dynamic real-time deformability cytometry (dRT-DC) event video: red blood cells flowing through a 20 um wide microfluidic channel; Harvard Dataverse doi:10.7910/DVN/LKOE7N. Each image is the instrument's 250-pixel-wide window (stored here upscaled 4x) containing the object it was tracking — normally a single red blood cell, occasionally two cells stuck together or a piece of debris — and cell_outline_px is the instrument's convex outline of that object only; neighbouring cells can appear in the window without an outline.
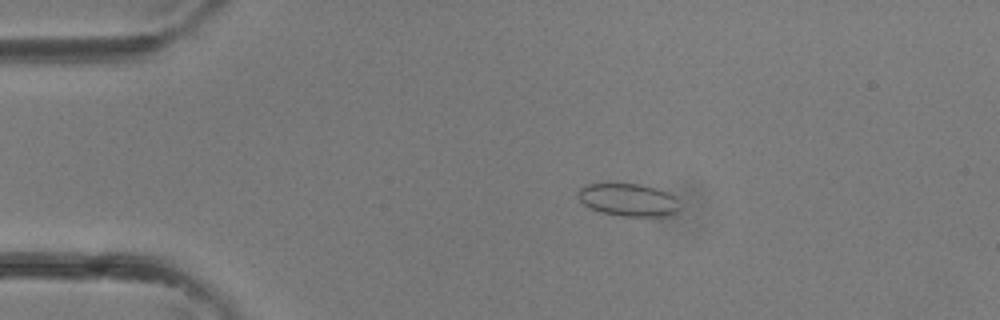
{"species": "common noctule bat (a hibernating species)", "species_latin": "Nyctalus noctula", "temperature_condition": "room temperature", "stored_images_in_passage": 36, "camera_frame_rate_fps": 3000, "um_per_image_px": 0.085, "animal": {"sex": "female"}, "frame": {"image": 1, "passage_image": 7, "time_ms": 2.0, "image_size_px": [1000, 320], "cell_outline_px": [[680, 208], [676, 212], [668, 216], [620, 216], [600, 212], [584, 204], [576, 196], [576, 192], [580, 188], [588, 184], [640, 184], [656, 188], [668, 192], [676, 196]], "centroid_in_image_um": [53.43, 16.99], "position_along_channel_um": 31.6, "area_um2": 19.48}}
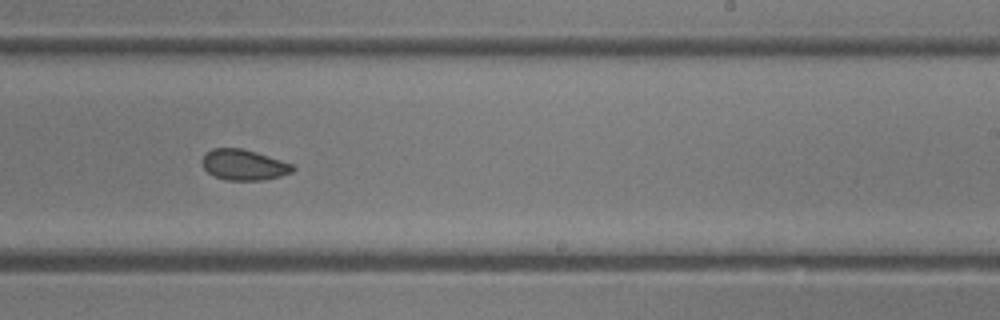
{"frame": {"image": 2, "passage_image": 22, "time_ms": 7.0, "image_size_px": [1000, 320], "cell_outline_px": [[296, 168], [292, 172], [280, 176], [264, 180], [224, 180], [208, 172], [204, 168], [200, 160], [212, 148], [240, 148], [256, 152], [292, 164]], "centroid_in_image_um": [20.72, 14.01], "position_along_channel_um": 268.3, "area_um2": 16.07}}
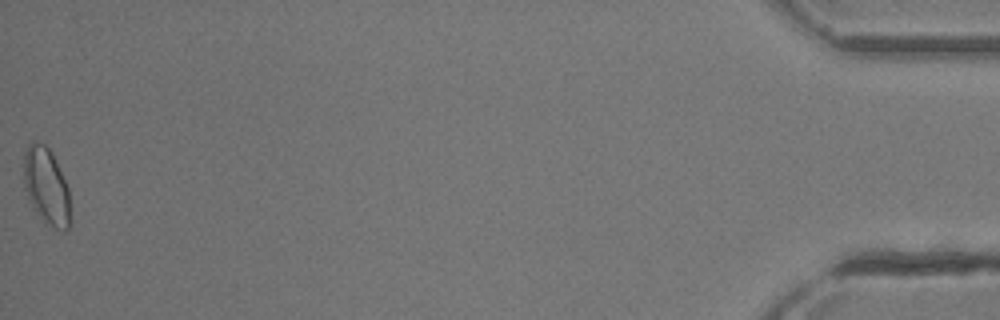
{"frame": {"image": 3, "passage_image": 36, "time_ms": 11.667, "image_size_px": [1000, 320], "cell_outline_px": [[72, 220], [68, 228], [64, 232], [44, 224], [28, 200], [24, 188], [24, 152], [28, 144], [32, 140], [36, 140], [44, 144], [52, 152], [68, 188]], "centroid_in_image_um": [3.95, 15.87], "position_along_channel_um": 431.3, "area_um2": 21.44}}